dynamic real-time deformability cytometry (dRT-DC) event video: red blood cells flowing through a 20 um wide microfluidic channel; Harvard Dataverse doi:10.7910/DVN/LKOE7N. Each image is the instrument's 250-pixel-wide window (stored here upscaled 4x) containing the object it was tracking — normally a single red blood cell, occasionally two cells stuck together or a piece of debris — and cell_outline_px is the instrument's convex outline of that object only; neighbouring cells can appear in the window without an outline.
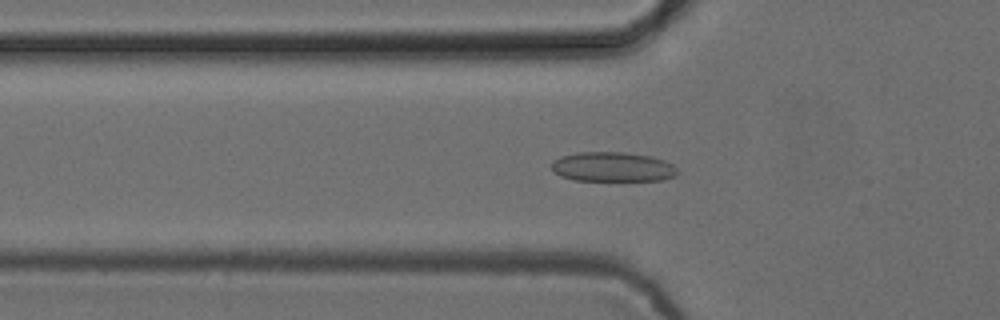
{"species": "common noctule bat (a hibernating species)", "species_latin": "Nyctalus noctula", "temperature_condition": "cold", "stored_images_in_passage": 53, "camera_frame_rate_fps": 3000, "um_per_image_px": 0.085, "animal": {"sex": "female", "body_mass_g": 24.6, "forearm_length_mm": 56.2}, "frame": {"image": 1, "passage_image": 18, "time_ms": 5.667, "image_size_px": [1000, 320], "cell_outline_px": [[676, 176], [660, 180], [572, 180], [560, 176], [552, 172], [552, 160], [560, 156], [576, 152], [624, 152], [648, 156], [664, 160], [672, 164], [676, 168]], "centroid_in_image_um": [52.01, 14.18], "position_along_channel_um": 73.8, "area_um2": 21.73}}
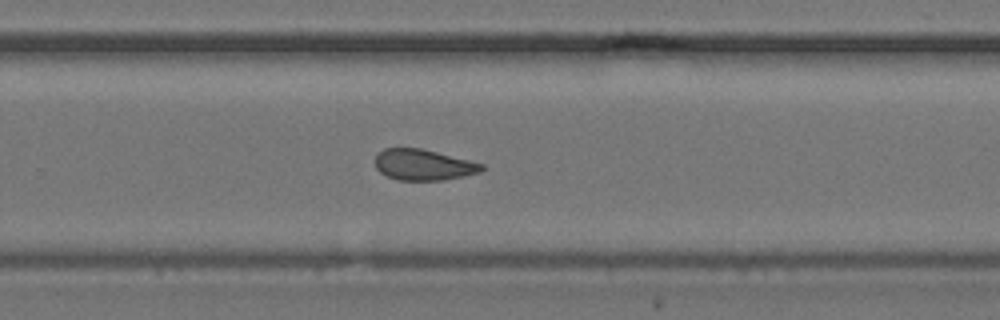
{"frame": {"image": 2, "passage_image": 35, "time_ms": 11.333, "image_size_px": [1000, 320], "cell_outline_px": [[484, 168], [480, 172], [444, 180], [396, 180], [380, 172], [376, 168], [376, 152], [384, 148], [420, 148], [484, 164]], "centroid_in_image_um": [35.95, 14.01], "position_along_channel_um": 293.8, "area_um2": 19.07}}
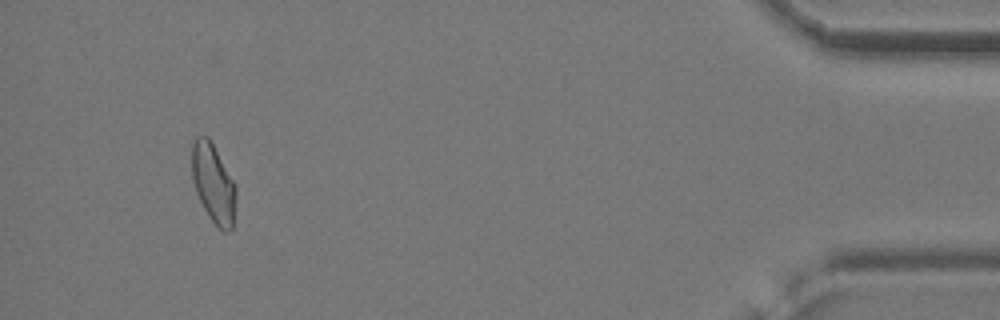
{"frame": {"image": 3, "passage_image": 50, "time_ms": 16.333, "image_size_px": [1000, 320], "cell_outline_px": [[236, 196], [232, 228], [228, 232], [224, 232], [208, 216], [196, 192], [192, 180], [192, 140], [196, 136], [208, 136], [236, 184]], "centroid_in_image_um": [18.13, 15.56], "position_along_channel_um": 417.1, "area_um2": 20.29}, "authors_computed_cell_mechanics": {"area_um2": 20.2878, "velocity_mm_per_s": 3.8732, "shape_relaxation_time_tau1_ms": 9.2802, "shape_relaxation_time_tau2_ms": 1.5971, "deformation_change_tau1": 0.1522, "deformation_change_tau2": 0.0699}}